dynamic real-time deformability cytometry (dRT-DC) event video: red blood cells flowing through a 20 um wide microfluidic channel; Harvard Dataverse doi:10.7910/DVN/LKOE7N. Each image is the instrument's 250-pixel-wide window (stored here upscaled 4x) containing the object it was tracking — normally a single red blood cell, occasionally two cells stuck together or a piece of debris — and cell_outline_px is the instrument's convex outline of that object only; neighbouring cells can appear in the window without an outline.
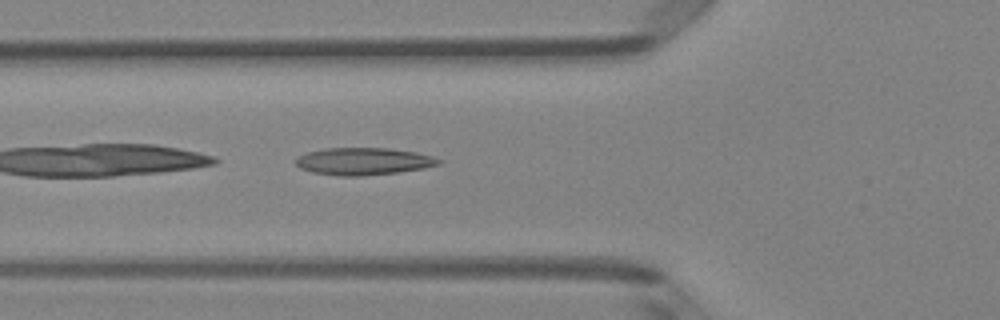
{"species": "Egyptian fruit bat (a non-hibernating species)", "species_latin": "Rousettus aegyptiacus", "temperature_condition": "room temperature", "stored_images_in_passage": 34, "camera_frame_rate_fps": 3000, "um_per_image_px": 0.085, "animal": {"sex": "female"}, "frame": {"image": 1, "passage_image": 3, "time_ms": 0.667, "image_size_px": [1000, 320], "cell_outline_px": [[444, 160], [440, 164], [424, 168], [396, 172], [360, 176], [340, 176], [312, 172], [300, 168], [296, 164], [296, 156], [308, 152], [324, 148], [388, 148], [416, 152], [432, 156]], "centroid_in_image_um": [30.89, 13.71], "position_along_channel_um": 94.9, "area_um2": 22.72}}
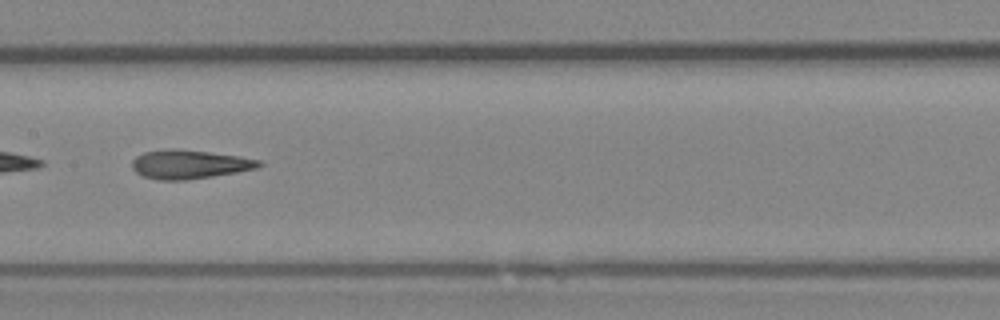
{"frame": {"image": 2, "passage_image": 10, "time_ms": 3.0, "image_size_px": [1000, 320], "cell_outline_px": [[264, 164], [256, 168], [236, 172], [212, 176], [184, 180], [160, 180], [144, 176], [136, 172], [132, 168], [132, 160], [136, 156], [144, 152], [172, 148], [176, 148], [240, 156], [260, 160]], "centroid_in_image_um": [16.09, 13.96], "position_along_channel_um": 191.3, "area_um2": 21.21}}
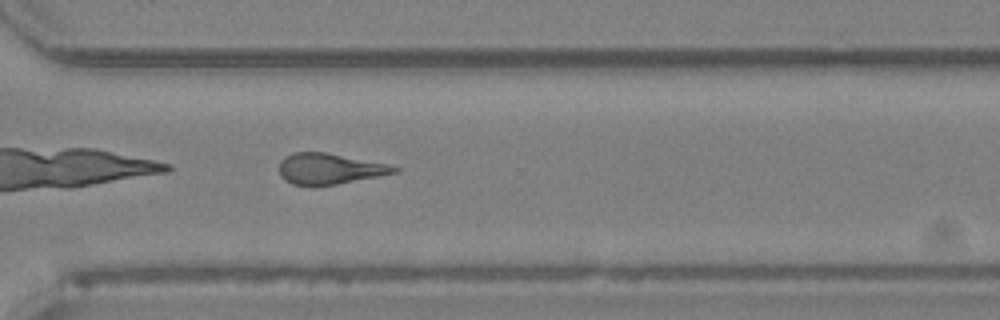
{"frame": {"image": 3, "passage_image": 21, "time_ms": 6.667, "image_size_px": [1000, 320], "cell_outline_px": [[400, 172], [336, 184], [312, 188], [292, 184], [284, 180], [280, 176], [280, 160], [284, 156], [292, 152], [324, 152], [388, 164], [400, 168]], "centroid_in_image_um": [27.96, 14.37], "position_along_channel_um": 342.6, "area_um2": 21.04}, "authors_computed_cell_mechanics": {"area_um2": 21.5016, "velocity_mm_per_s": 4.1448, "shape_relaxation_time_tau1_ms": null, "shape_relaxation_time_tau2_ms": 3.6041, "deformation_change_tau1": null, "deformation_change_tau2": 0.1544}}